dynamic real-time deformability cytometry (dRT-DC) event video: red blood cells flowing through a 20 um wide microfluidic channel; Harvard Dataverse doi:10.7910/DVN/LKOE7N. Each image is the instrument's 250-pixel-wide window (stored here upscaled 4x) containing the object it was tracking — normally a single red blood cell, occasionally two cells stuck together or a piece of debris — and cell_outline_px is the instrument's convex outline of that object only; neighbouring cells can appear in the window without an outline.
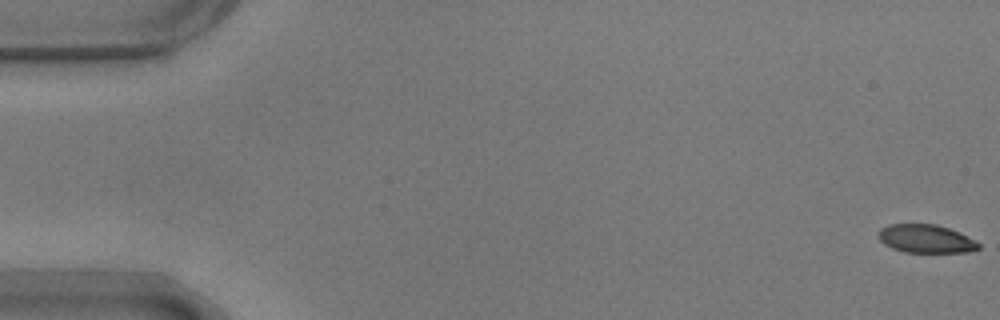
{"species": "common noctule bat (a hibernating species)", "species_latin": "Nyctalus noctula", "temperature_condition": "warm", "stored_images_in_passage": 16, "camera_frame_rate_fps": 3000, "um_per_image_px": 0.085, "animal": {"sex": "male", "body_mass_g": 17.9}, "frame": {"image": 1, "passage_image": 1, "time_ms": 0.0, "image_size_px": [1000, 320], "cell_outline_px": [[980, 248], [968, 252], [904, 252], [892, 248], [884, 244], [876, 236], [880, 228], [888, 224], [936, 224], [960, 232], [976, 240], [980, 244]], "centroid_in_image_um": [78.69, 20.29], "position_along_channel_um": 6.3, "area_um2": 16.7}}